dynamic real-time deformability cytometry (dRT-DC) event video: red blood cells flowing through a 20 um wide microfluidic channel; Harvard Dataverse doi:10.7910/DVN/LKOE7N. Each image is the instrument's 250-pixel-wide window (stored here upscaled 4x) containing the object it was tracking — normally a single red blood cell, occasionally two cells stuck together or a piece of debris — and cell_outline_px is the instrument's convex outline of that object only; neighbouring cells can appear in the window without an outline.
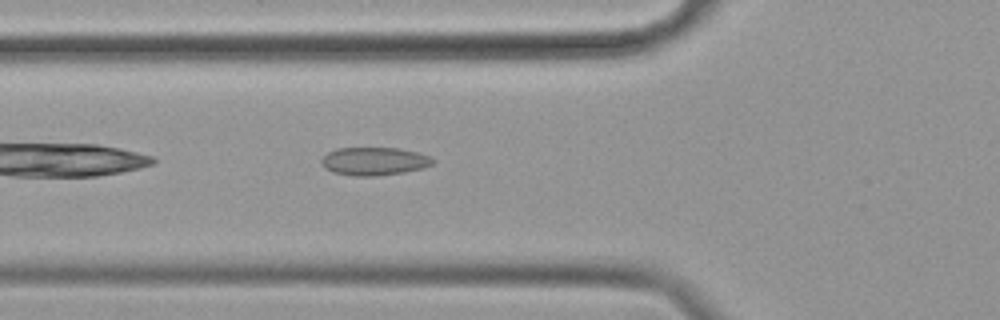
{"species": "common noctule bat (a hibernating species)", "species_latin": "Nyctalus noctula", "temperature_condition": "cold", "stored_images_in_passage": 36, "camera_frame_rate_fps": 3000, "um_per_image_px": 0.085, "animal": {"sex": "female", "body_mass_g": 19.9}, "frame": {"image": 1, "passage_image": 5, "time_ms": 1.333, "image_size_px": [1000, 320], "cell_outline_px": [[436, 160], [432, 164], [424, 168], [404, 172], [376, 176], [352, 176], [332, 172], [324, 168], [320, 164], [320, 160], [328, 152], [336, 148], [400, 148], [416, 152], [428, 156]], "centroid_in_image_um": [31.77, 13.71], "position_along_channel_um": 94.0, "area_um2": 18.38}}
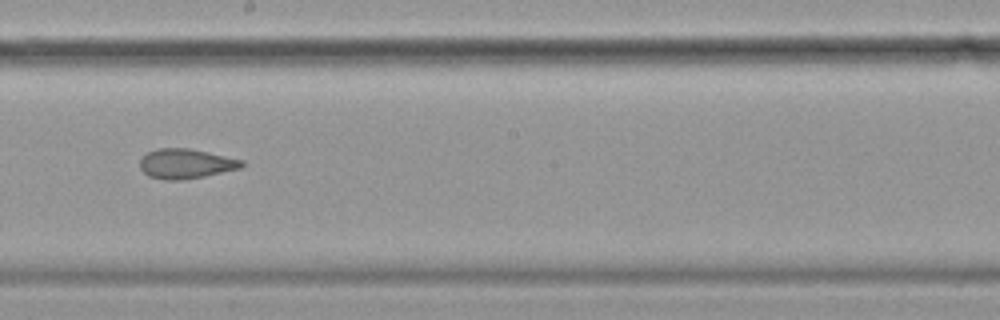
{"frame": {"image": 2, "passage_image": 17, "time_ms": 5.333, "image_size_px": [1000, 320], "cell_outline_px": [[244, 164], [240, 168], [204, 176], [184, 180], [164, 180], [148, 176], [140, 168], [140, 160], [148, 152], [156, 148], [188, 148], [208, 152], [244, 160]], "centroid_in_image_um": [15.78, 13.91], "position_along_channel_um": 232.4, "area_um2": 17.63}}
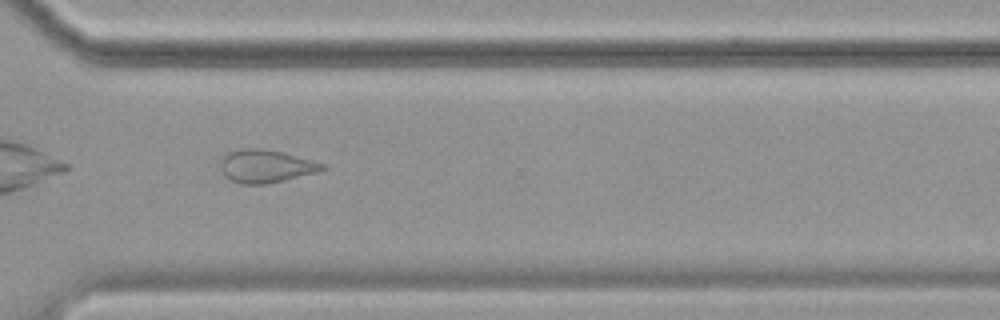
{"frame": {"image": 3, "passage_image": 27, "time_ms": 8.667, "image_size_px": [1000, 320], "cell_outline_px": [[328, 168], [320, 172], [284, 180], [264, 184], [240, 184], [224, 176], [220, 168], [220, 156], [228, 152], [240, 148], [260, 148], [280, 152], [324, 164]], "centroid_in_image_um": [22.54, 14.13], "position_along_channel_um": 348.1, "area_um2": 19.59}, "authors_computed_cell_mechanics": {"area_um2": 17.8602, "velocity_mm_per_s": 3.4635, "shape_relaxation_time_tau1_ms": null, "shape_relaxation_time_tau2_ms": 1.9473, "deformation_change_tau1": null, "deformation_change_tau2": 0.0747}}